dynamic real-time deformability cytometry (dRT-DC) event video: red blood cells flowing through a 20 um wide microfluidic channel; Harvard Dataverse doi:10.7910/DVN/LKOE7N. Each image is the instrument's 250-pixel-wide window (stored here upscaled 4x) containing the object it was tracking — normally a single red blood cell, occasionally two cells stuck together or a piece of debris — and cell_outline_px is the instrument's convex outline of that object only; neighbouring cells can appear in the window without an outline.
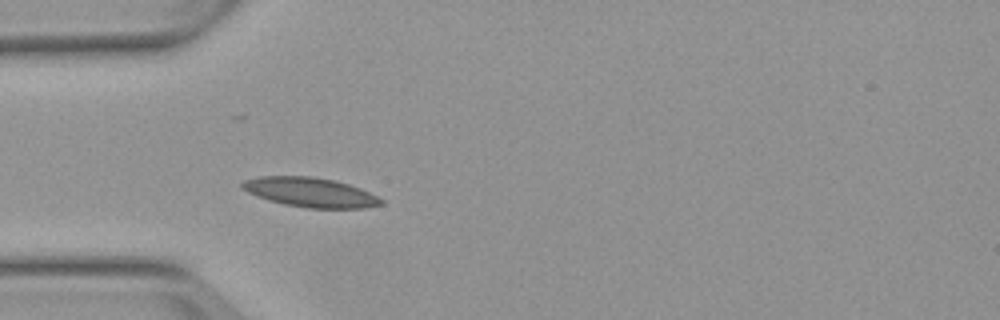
{"species": "Egyptian fruit bat (a non-hibernating species)", "species_latin": "Rousettus aegyptiacus", "temperature_condition": "warm", "stored_images_in_passage": 1, "camera_frame_rate_fps": 3000, "um_per_image_px": 0.085, "animal": {"sex": "female"}, "frame": {"image": 1, "passage_image": 1, "time_ms": 0.0, "image_size_px": [1000, 320], "cell_outline_px": [[384, 204], [364, 208], [308, 208], [284, 204], [268, 200], [256, 196], [240, 188], [240, 184], [244, 180], [260, 176], [312, 176], [336, 180], [360, 188], [384, 200]], "centroid_in_image_um": [26.36, 16.34], "position_along_channel_um": 58.6, "area_um2": 23.99}}